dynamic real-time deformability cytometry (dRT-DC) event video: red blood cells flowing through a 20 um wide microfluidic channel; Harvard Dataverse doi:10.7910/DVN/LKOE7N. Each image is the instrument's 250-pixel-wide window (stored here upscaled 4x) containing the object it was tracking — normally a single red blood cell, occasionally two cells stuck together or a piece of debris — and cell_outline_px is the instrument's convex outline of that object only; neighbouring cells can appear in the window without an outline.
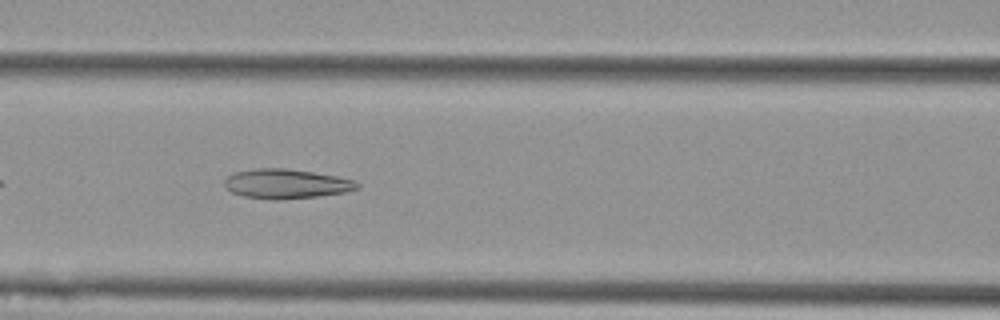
{"species": "Egyptian fruit bat (a non-hibernating species)", "species_latin": "Rousettus aegyptiacus", "temperature_condition": "cold", "stored_images_in_passage": 41, "camera_frame_rate_fps": 3000, "um_per_image_px": 0.085, "animal": {"sex": "female"}, "frame": {"image": 1, "passage_image": 9, "time_ms": 2.667, "image_size_px": [1000, 320], "cell_outline_px": [[360, 188], [344, 192], [316, 196], [280, 200], [268, 200], [244, 196], [232, 192], [224, 184], [224, 180], [228, 176], [236, 172], [256, 168], [284, 168], [312, 172], [336, 176], [356, 180], [360, 184]], "centroid_in_image_um": [24.34, 15.63], "position_along_channel_um": 142.3, "area_um2": 22.77}}
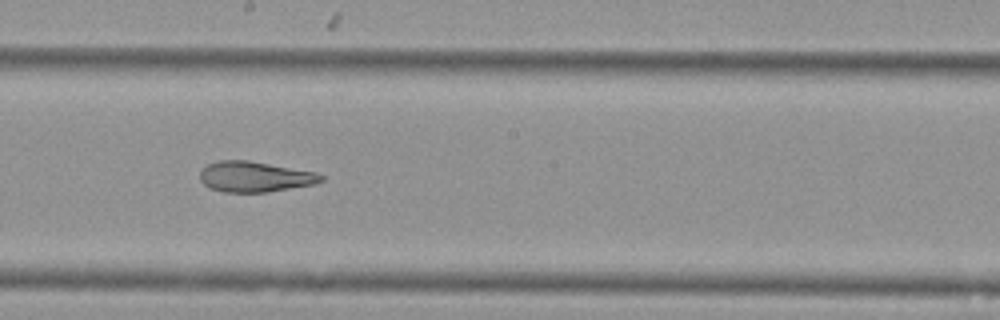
{"frame": {"image": 2, "passage_image": 16, "time_ms": 5.0, "image_size_px": [1000, 320], "cell_outline_px": [[324, 180], [316, 184], [268, 192], [224, 192], [208, 188], [200, 180], [200, 172], [208, 164], [220, 160], [248, 160], [316, 172], [324, 176]], "centroid_in_image_um": [21.67, 15.03], "position_along_channel_um": 226.5, "area_um2": 21.62}}
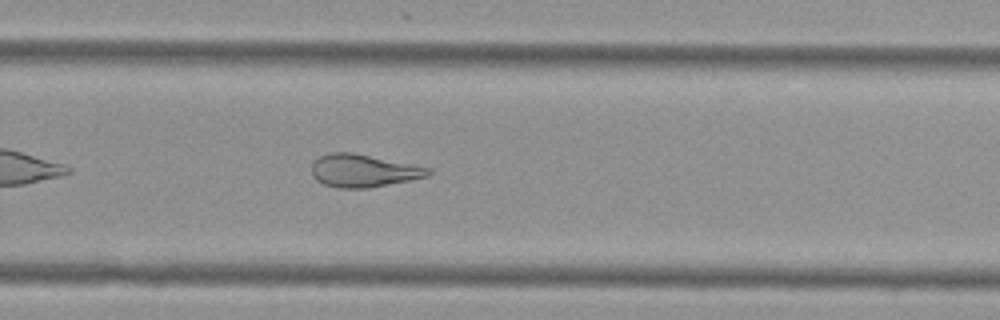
{"frame": {"image": 3, "passage_image": 22, "time_ms": 7.0, "image_size_px": [1000, 320], "cell_outline_px": [[432, 172], [428, 176], [368, 188], [340, 188], [324, 184], [316, 180], [312, 176], [312, 160], [328, 152], [352, 152], [432, 168]], "centroid_in_image_um": [30.85, 14.5], "position_along_channel_um": 298.9, "area_um2": 22.25}, "authors_computed_cell_mechanics": {"area_um2": 23.4668, "velocity_mm_per_s": 3.6289, "shape_relaxation_time_tau1_ms": null, "shape_relaxation_time_tau2_ms": 3.2198, "deformation_change_tau1": null, "deformation_change_tau2": 0.1192}}